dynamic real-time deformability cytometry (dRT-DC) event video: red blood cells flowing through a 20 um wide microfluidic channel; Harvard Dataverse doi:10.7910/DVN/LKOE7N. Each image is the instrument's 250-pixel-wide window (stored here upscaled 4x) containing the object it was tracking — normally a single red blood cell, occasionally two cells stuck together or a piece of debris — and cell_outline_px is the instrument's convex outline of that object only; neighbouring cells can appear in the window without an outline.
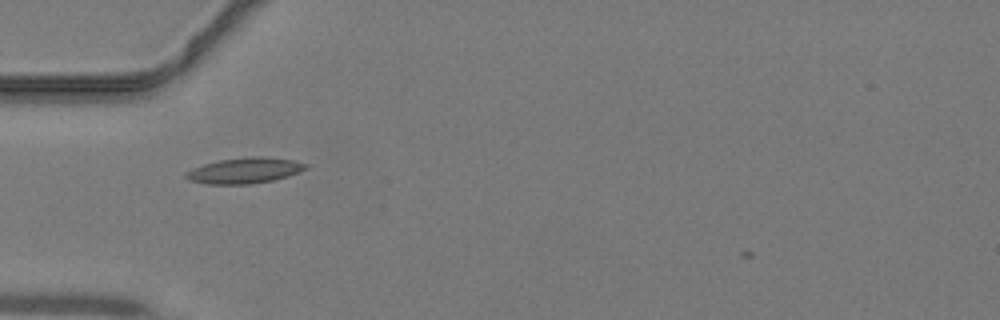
{"species": "common noctule bat (a hibernating species)", "species_latin": "Nyctalus noctula", "temperature_condition": "warm", "stored_images_in_passage": 30, "camera_frame_rate_fps": 3000, "um_per_image_px": 0.085, "animal": {"sex": "male", "body_mass_g": 19.2, "forearm_length_mm": 51.8}, "frame": {"image": 1, "passage_image": 2, "time_ms": 0.333, "image_size_px": [1000, 320], "cell_outline_px": [[308, 168], [300, 172], [288, 176], [272, 180], [252, 184], [204, 184], [188, 180], [184, 176], [184, 172], [192, 168], [204, 164], [220, 160], [248, 156], [268, 156], [296, 160], [308, 164]], "centroid_in_image_um": [20.81, 14.48], "position_along_channel_um": 64.2, "area_um2": 18.32}}
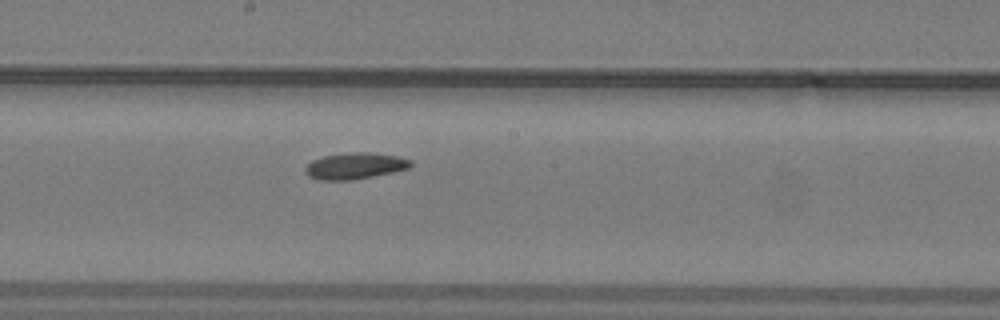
{"frame": {"image": 2, "passage_image": 12, "time_ms": 3.667, "image_size_px": [1000, 320], "cell_outline_px": [[412, 164], [408, 168], [392, 172], [352, 180], [320, 180], [308, 176], [304, 172], [304, 168], [312, 160], [324, 156], [356, 152], [368, 152], [396, 156], [412, 160]], "centroid_in_image_um": [30.14, 14.11], "position_along_channel_um": 218.1, "area_um2": 16.01}}
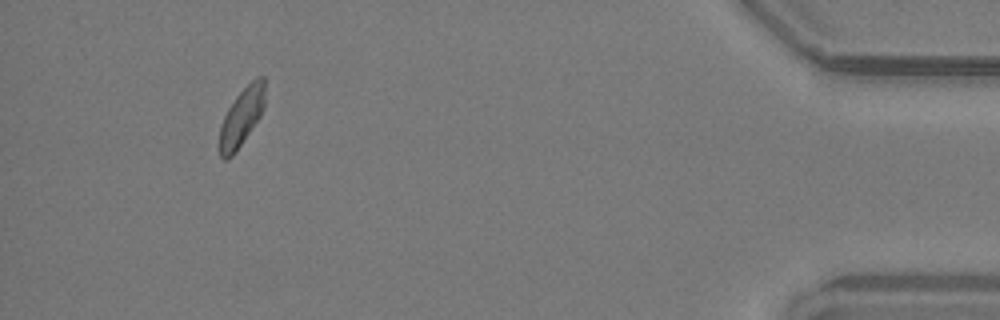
{"frame": {"image": 3, "passage_image": 29, "time_ms": 9.333, "image_size_px": [1000, 320], "cell_outline_px": [[264, 108], [260, 116], [232, 156], [228, 160], [224, 160], [220, 156], [220, 124], [228, 108], [236, 96], [256, 76], [264, 76]], "centroid_in_image_um": [20.53, 9.93], "position_along_channel_um": 414.7, "area_um2": 15.09}}